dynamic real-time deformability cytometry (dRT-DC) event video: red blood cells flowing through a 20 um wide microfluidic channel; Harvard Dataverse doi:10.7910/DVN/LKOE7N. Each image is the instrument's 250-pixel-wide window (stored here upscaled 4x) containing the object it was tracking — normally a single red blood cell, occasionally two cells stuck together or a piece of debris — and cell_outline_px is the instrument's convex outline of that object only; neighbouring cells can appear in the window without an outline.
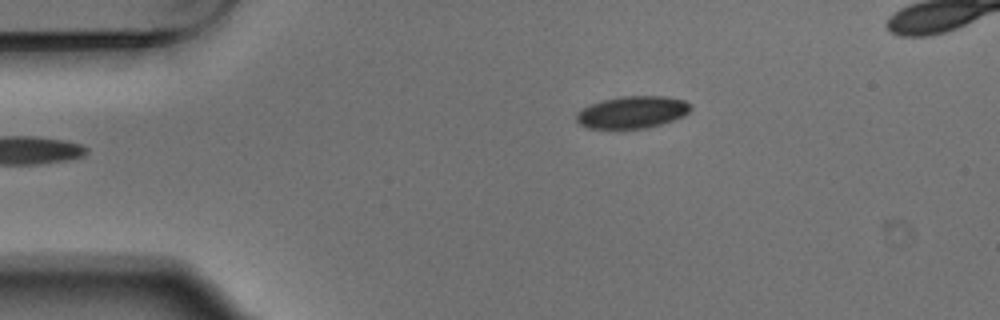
{"species": "Egyptian fruit bat (a non-hibernating species)", "species_latin": "Rousettus aegyptiacus", "temperature_condition": "warm", "stored_images_in_passage": 5, "camera_frame_rate_fps": 3000, "um_per_image_px": 0.085, "animal": {"sex": "male"}, "frame": {"image": 1, "passage_image": 5, "time_ms": 1.333, "image_size_px": [1000, 320], "cell_outline_px": [[692, 108], [684, 116], [648, 128], [588, 128], [580, 124], [576, 120], [576, 112], [580, 108], [588, 104], [604, 100], [624, 96], [668, 96], [684, 100], [692, 104]], "centroid_in_image_um": [53.74, 9.52], "position_along_channel_um": 31.3, "area_um2": 21.5}}